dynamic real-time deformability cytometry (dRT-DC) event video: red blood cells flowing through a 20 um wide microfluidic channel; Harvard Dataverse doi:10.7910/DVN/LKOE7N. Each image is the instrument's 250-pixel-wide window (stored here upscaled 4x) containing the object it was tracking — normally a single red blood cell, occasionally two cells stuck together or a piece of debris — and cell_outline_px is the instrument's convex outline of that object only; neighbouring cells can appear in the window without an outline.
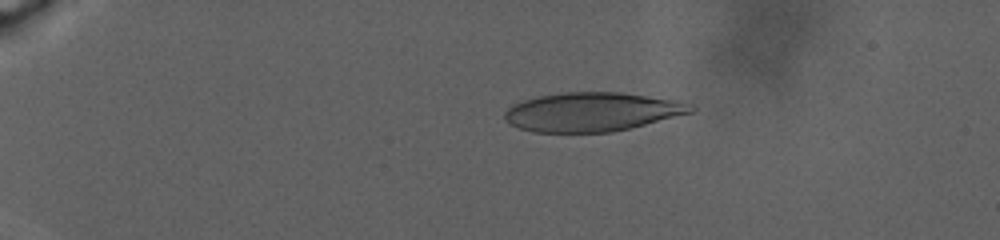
{"species": "human", "species_latin": "Homo sapiens", "temperature_condition": "warm", "stored_images_in_passage": 103, "camera_frame_rate_fps": 3000, "um_per_image_px": 0.085, "donor": {"sex": "male"}, "frame": {"image": 1, "passage_image": 24, "time_ms": 7.667, "image_size_px": [1000, 240], "cell_outline_px": [[696, 108], [692, 112], [612, 132], [532, 132], [508, 124], [504, 120], [504, 112], [512, 104], [524, 100], [540, 96], [564, 92], [620, 92], [672, 100], [692, 104]], "centroid_in_image_um": [50.25, 9.51], "position_along_channel_um": 34.7, "area_um2": 41.91}}
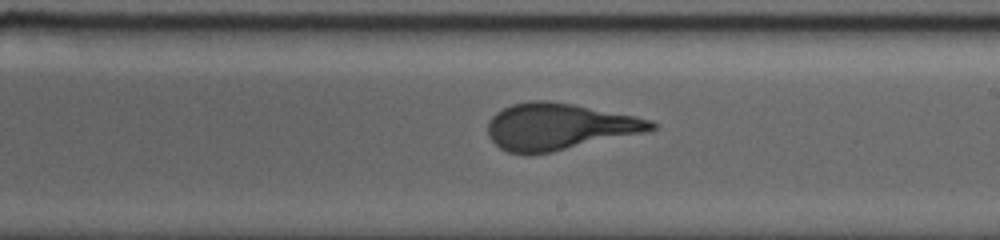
{"frame": {"image": 2, "passage_image": 65, "time_ms": 21.667, "image_size_px": [1000, 240], "cell_outline_px": [[656, 128], [648, 132], [552, 152], [528, 156], [524, 156], [508, 152], [500, 148], [488, 136], [488, 120], [496, 112], [512, 104], [532, 100], [548, 100], [572, 104], [636, 116], [652, 120], [656, 124]], "centroid_in_image_um": [47.51, 10.78], "position_along_channel_um": 241.5, "area_um2": 44.8}}
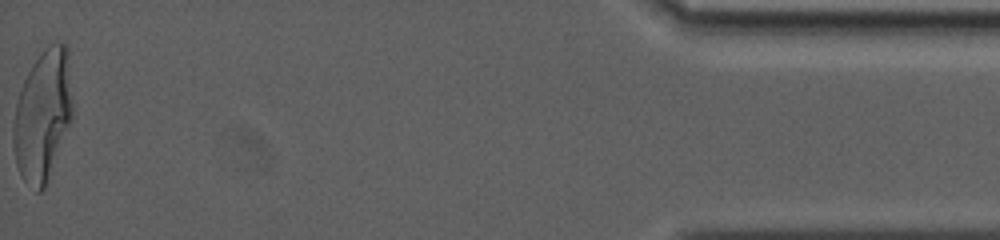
{"frame": {"image": 3, "passage_image": 103, "time_ms": 34.0, "image_size_px": [1000, 240], "cell_outline_px": [[72, 120], [48, 184], [40, 192], [36, 192], [24, 180], [16, 164], [12, 140], [12, 128], [16, 104], [24, 80], [32, 64], [44, 48], [48, 44], [64, 44], [68, 48], [72, 104]], "centroid_in_image_um": [3.64, 9.86], "position_along_channel_um": 431.6, "area_um2": 45.6}}